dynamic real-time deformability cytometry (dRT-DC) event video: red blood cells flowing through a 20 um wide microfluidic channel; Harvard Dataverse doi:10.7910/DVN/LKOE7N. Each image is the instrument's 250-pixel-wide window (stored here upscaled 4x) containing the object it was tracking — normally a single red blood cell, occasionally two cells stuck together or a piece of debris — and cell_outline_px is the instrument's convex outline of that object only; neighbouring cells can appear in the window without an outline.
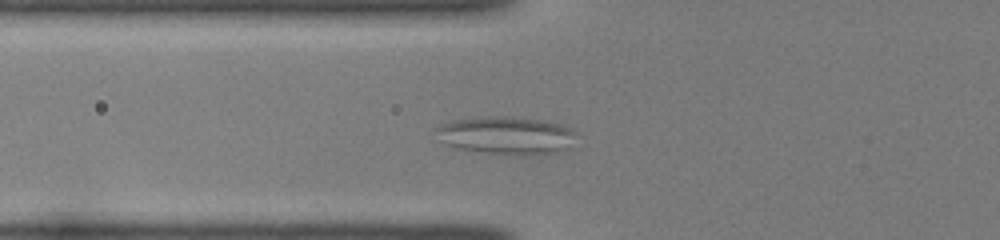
{"species": "common noctule bat (a hibernating species)", "species_latin": "Nyctalus noctula", "temperature_condition": "room temperature", "stored_images_in_passage": 43, "camera_frame_rate_fps": 3000, "um_per_image_px": 0.085, "animal": {"sex": "female", "body_mass_g": 22.0, "forearm_length_mm": 56.7}, "frame": {"image": 1, "passage_image": 11, "time_ms": 3.333, "image_size_px": [1000, 240], "cell_outline_px": [[576, 132], [572, 148], [556, 152], [528, 156], [512, 156], [456, 148], [448, 144], [436, 128], [440, 124], [452, 120], [476, 116], [516, 116], [548, 120], [564, 124], [572, 128]], "centroid_in_image_um": [43.17, 11.5], "position_along_channel_um": 82.6, "area_um2": 31.67}}
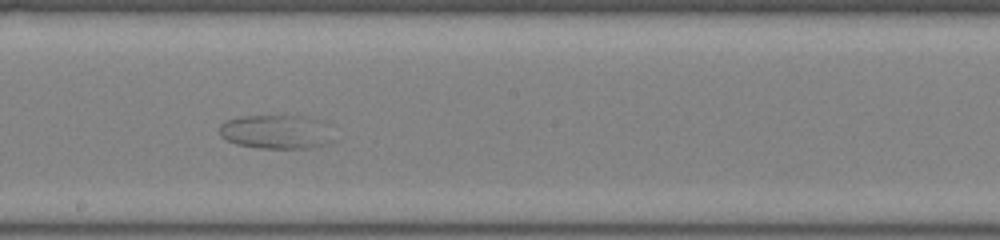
{"frame": {"image": 2, "passage_image": 22, "time_ms": 7.0, "image_size_px": [1000, 240], "cell_outline_px": [[336, 140], [328, 144], [312, 148], [260, 148], [236, 144], [220, 136], [220, 124], [224, 120], [240, 116], [304, 116], [312, 120]], "centroid_in_image_um": [23.36, 11.23], "position_along_channel_um": 224.8, "area_um2": 22.02}}
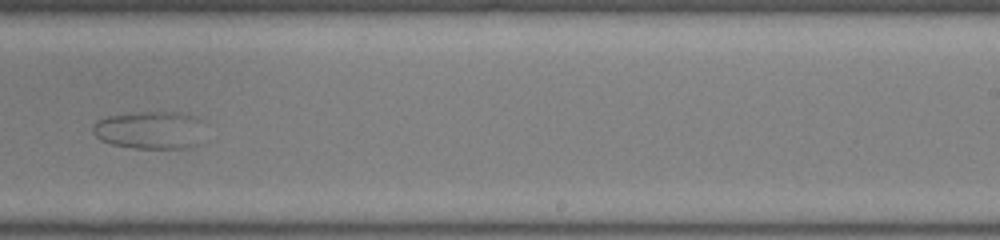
{"frame": {"image": 3, "passage_image": 26, "time_ms": 8.333, "image_size_px": [1000, 240], "cell_outline_px": [[208, 140], [204, 144], [188, 148], [132, 148], [112, 144], [100, 140], [92, 132], [92, 124], [96, 120], [108, 116], [128, 112], [184, 112], [196, 116], [200, 120]], "centroid_in_image_um": [12.84, 11.06], "position_along_channel_um": 276.2, "area_um2": 25.78}}